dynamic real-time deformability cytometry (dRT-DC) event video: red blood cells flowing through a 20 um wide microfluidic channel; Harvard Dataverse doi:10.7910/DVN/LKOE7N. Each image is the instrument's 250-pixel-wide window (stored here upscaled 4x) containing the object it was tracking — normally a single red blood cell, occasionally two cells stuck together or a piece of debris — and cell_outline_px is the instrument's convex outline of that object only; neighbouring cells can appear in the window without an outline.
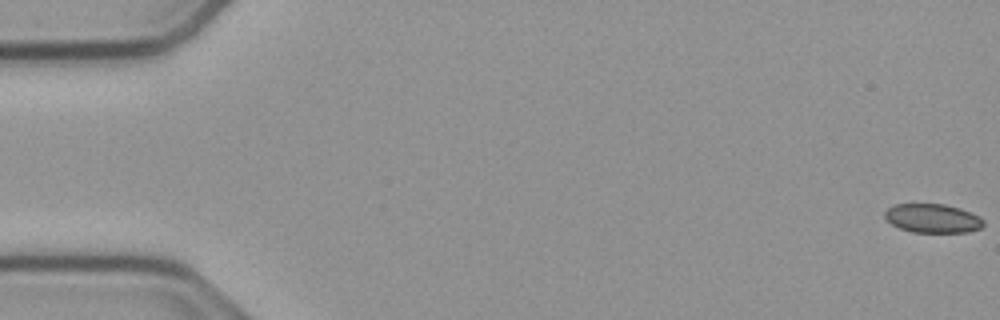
{"species": "common noctule bat (a hibernating species)", "species_latin": "Nyctalus noctula", "temperature_condition": "cold", "stored_images_in_passage": 55, "camera_frame_rate_fps": 3000, "um_per_image_px": 0.085, "animal": {"sex": "male", "body_mass_g": 23.1, "forearm_length_mm": 52.7}, "frame": {"image": 1, "passage_image": 1, "time_ms": 0.0, "image_size_px": [1000, 320], "cell_outline_px": [[984, 224], [980, 228], [968, 232], [912, 232], [900, 228], [892, 224], [884, 216], [884, 212], [888, 208], [896, 204], [944, 204], [960, 208], [980, 216], [984, 220]], "centroid_in_image_um": [79.29, 18.55], "position_along_channel_um": 5.7, "area_um2": 16.59}}
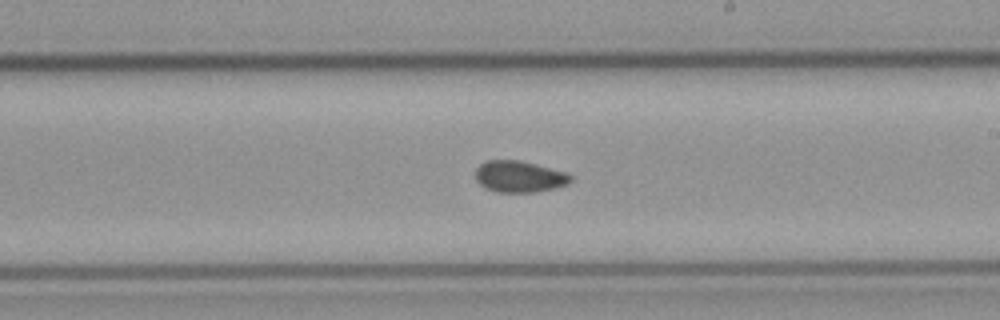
{"frame": {"image": 2, "passage_image": 32, "time_ms": 10.333, "image_size_px": [1000, 320], "cell_outline_px": [[572, 180], [568, 184], [536, 192], [496, 192], [484, 188], [476, 180], [476, 168], [484, 160], [520, 160], [568, 172], [572, 176]], "centroid_in_image_um": [44.14, 15.0], "position_along_channel_um": 244.9, "area_um2": 17.63}}
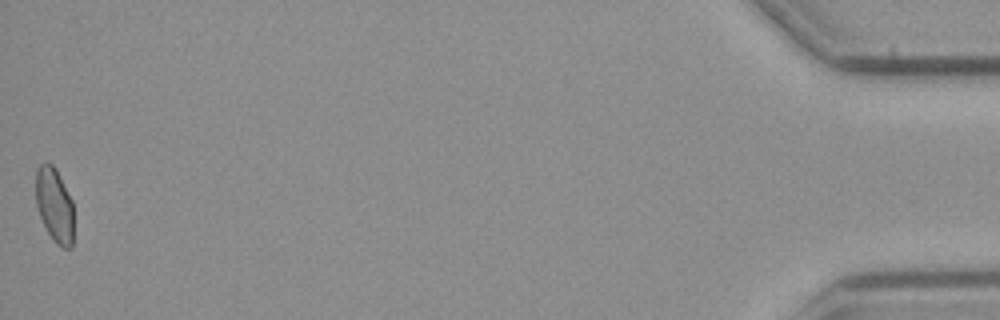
{"frame": {"image": 3, "passage_image": 55, "time_ms": 18.0, "image_size_px": [1000, 320], "cell_outline_px": [[72, 248], [60, 248], [52, 240], [40, 216], [36, 204], [36, 172], [40, 164], [52, 164], [56, 168], [72, 200]], "centroid_in_image_um": [4.63, 17.45], "position_along_channel_um": 430.6, "area_um2": 16.3}, "authors_computed_cell_mechanics": {"area_um2": 17.4556, "velocity_mm_per_s": 3.794, "shape_relaxation_time_tau1_ms": null, "shape_relaxation_time_tau2_ms": 2.4955, "deformation_change_tau1": null, "deformation_change_tau2": 0.0486}}